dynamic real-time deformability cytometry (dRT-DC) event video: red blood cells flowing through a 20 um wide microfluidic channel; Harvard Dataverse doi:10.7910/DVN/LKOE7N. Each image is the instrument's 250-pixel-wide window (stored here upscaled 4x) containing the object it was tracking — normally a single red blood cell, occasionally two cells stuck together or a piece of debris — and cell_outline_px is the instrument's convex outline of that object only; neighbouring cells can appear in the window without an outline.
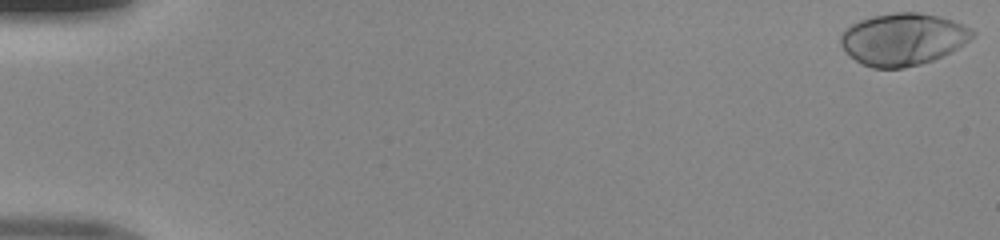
{"species": "human", "species_latin": "Homo sapiens", "temperature_condition": "room temperature", "stored_images_in_passage": 51, "camera_frame_rate_fps": 3000, "um_per_image_px": 0.085, "donor": {"sex": "male"}, "frame": {"image": 1, "passage_image": 1, "time_ms": 0.0, "image_size_px": [1000, 240], "cell_outline_px": [[976, 32], [964, 44], [952, 52], [932, 60], [920, 64], [904, 68], [872, 68], [856, 60], [840, 44], [840, 36], [844, 28], [860, 20], [872, 16], [896, 12], [920, 12], [940, 16], [964, 24], [972, 28]], "centroid_in_image_um": [76.77, 3.32], "position_along_channel_um": 8.2, "area_um2": 40.06}}
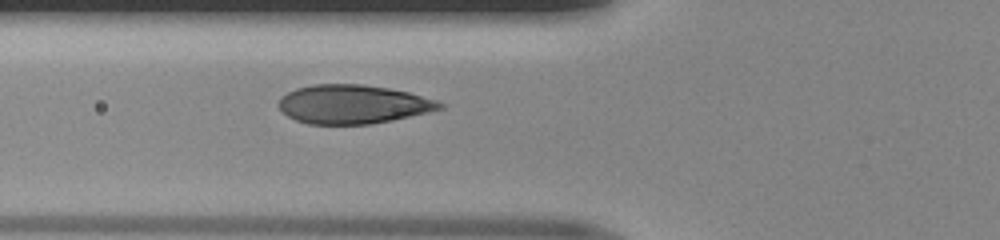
{"frame": {"image": 2, "passage_image": 20, "time_ms": 6.333, "image_size_px": [1000, 240], "cell_outline_px": [[444, 108], [428, 112], [392, 120], [372, 124], [308, 124], [296, 120], [288, 116], [276, 104], [280, 96], [296, 88], [312, 84], [360, 84], [388, 88], [408, 92], [436, 100], [444, 104]], "centroid_in_image_um": [29.97, 8.86], "position_along_channel_um": 95.8, "area_um2": 36.47}}
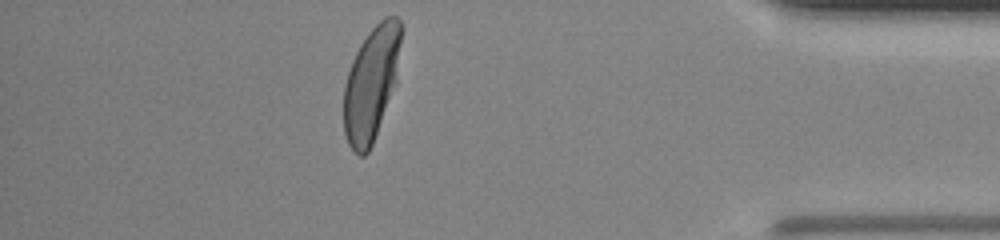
{"frame": {"image": 3, "passage_image": 45, "time_ms": 14.667, "image_size_px": [1000, 240], "cell_outline_px": [[404, 28], [396, 84], [372, 144], [368, 152], [364, 156], [360, 156], [352, 152], [348, 144], [344, 132], [344, 84], [352, 60], [360, 44], [368, 32], [384, 16], [396, 16], [404, 24]], "centroid_in_image_um": [31.59, 7.05], "position_along_channel_um": 403.6, "area_um2": 38.73}}